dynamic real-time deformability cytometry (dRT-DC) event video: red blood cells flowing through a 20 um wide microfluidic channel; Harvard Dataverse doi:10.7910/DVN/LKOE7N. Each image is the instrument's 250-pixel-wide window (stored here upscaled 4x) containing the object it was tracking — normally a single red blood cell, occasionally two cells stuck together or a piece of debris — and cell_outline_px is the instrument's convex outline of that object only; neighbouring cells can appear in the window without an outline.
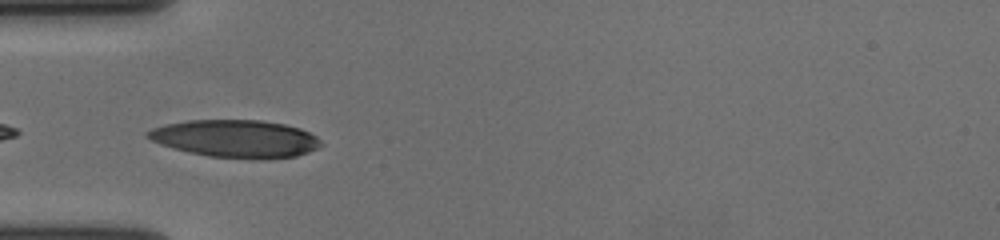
{"species": "human", "species_latin": "Homo sapiens", "temperature_condition": "cold", "stored_images_in_passage": 38, "camera_frame_rate_fps": 3000, "um_per_image_px": 0.085, "donor": {"sex": "female"}, "frame": {"image": 1, "passage_image": 1, "time_ms": 0.0, "image_size_px": [1000, 240], "cell_outline_px": [[324, 144], [308, 152], [296, 156], [268, 160], [208, 156], [188, 152], [160, 144], [152, 140], [144, 132], [152, 128], [164, 124], [188, 120], [264, 120], [284, 124], [300, 128], [316, 136]], "centroid_in_image_um": [20.05, 11.79], "position_along_channel_um": 65.0, "area_um2": 38.15}}
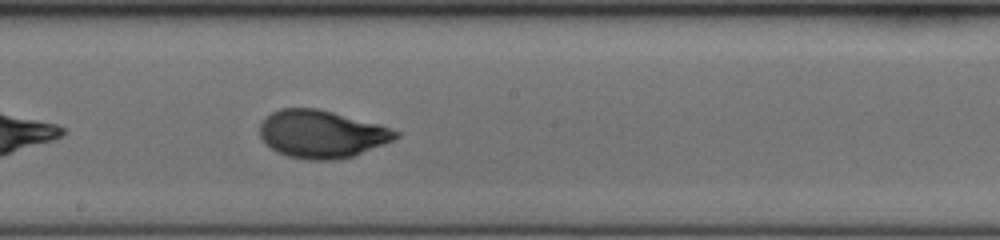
{"frame": {"image": 2, "passage_image": 14, "time_ms": 4.333, "image_size_px": [1000, 240], "cell_outline_px": [[400, 136], [384, 144], [352, 156], [336, 160], [308, 160], [288, 156], [276, 152], [264, 144], [260, 136], [260, 124], [272, 112], [280, 108], [316, 108], [380, 124], [400, 132]], "centroid_in_image_um": [27.32, 11.4], "position_along_channel_um": 220.9, "area_um2": 37.74}}
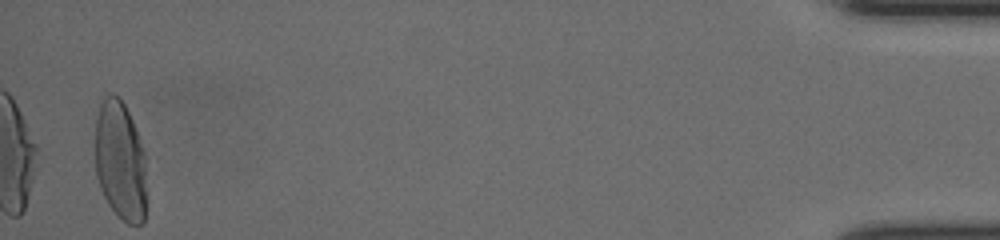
{"frame": {"image": 3, "passage_image": 38, "time_ms": 12.333, "image_size_px": [1000, 240], "cell_outline_px": [[144, 220], [140, 224], [128, 224], [108, 204], [100, 188], [96, 176], [96, 120], [100, 104], [104, 96], [108, 92], [112, 92], [120, 96], [132, 120], [144, 152]], "centroid_in_image_um": [10.19, 13.61], "position_along_channel_um": 425.0, "area_um2": 35.26}, "authors_computed_cell_mechanics": {"area_um2": 37.0498, "velocity_mm_per_s": 3.6405, "shape_relaxation_time_tau1_ms": 3.4893, "shape_relaxation_time_tau2_ms": null, "deformation_change_tau1": 0.1944, "deformation_change_tau2": null}}